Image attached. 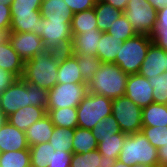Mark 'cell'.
Wrapping results in <instances>:
<instances>
[{
	"label": "cell",
	"mask_w": 167,
	"mask_h": 167,
	"mask_svg": "<svg viewBox=\"0 0 167 167\" xmlns=\"http://www.w3.org/2000/svg\"><path fill=\"white\" fill-rule=\"evenodd\" d=\"M74 129L54 127L49 143L55 150L72 152V142L74 140Z\"/></svg>",
	"instance_id": "30"
},
{
	"label": "cell",
	"mask_w": 167,
	"mask_h": 167,
	"mask_svg": "<svg viewBox=\"0 0 167 167\" xmlns=\"http://www.w3.org/2000/svg\"><path fill=\"white\" fill-rule=\"evenodd\" d=\"M64 1L69 6L73 14L93 9L96 4L94 0H64Z\"/></svg>",
	"instance_id": "40"
},
{
	"label": "cell",
	"mask_w": 167,
	"mask_h": 167,
	"mask_svg": "<svg viewBox=\"0 0 167 167\" xmlns=\"http://www.w3.org/2000/svg\"><path fill=\"white\" fill-rule=\"evenodd\" d=\"M60 53L45 50L24 62L22 79L27 83L50 90L57 84Z\"/></svg>",
	"instance_id": "2"
},
{
	"label": "cell",
	"mask_w": 167,
	"mask_h": 167,
	"mask_svg": "<svg viewBox=\"0 0 167 167\" xmlns=\"http://www.w3.org/2000/svg\"><path fill=\"white\" fill-rule=\"evenodd\" d=\"M131 167H159V166L134 165Z\"/></svg>",
	"instance_id": "52"
},
{
	"label": "cell",
	"mask_w": 167,
	"mask_h": 167,
	"mask_svg": "<svg viewBox=\"0 0 167 167\" xmlns=\"http://www.w3.org/2000/svg\"><path fill=\"white\" fill-rule=\"evenodd\" d=\"M142 126H167V104L151 103L142 108Z\"/></svg>",
	"instance_id": "24"
},
{
	"label": "cell",
	"mask_w": 167,
	"mask_h": 167,
	"mask_svg": "<svg viewBox=\"0 0 167 167\" xmlns=\"http://www.w3.org/2000/svg\"><path fill=\"white\" fill-rule=\"evenodd\" d=\"M125 96L141 108L154 103L153 87L148 82V79L139 73L129 75L125 88Z\"/></svg>",
	"instance_id": "12"
},
{
	"label": "cell",
	"mask_w": 167,
	"mask_h": 167,
	"mask_svg": "<svg viewBox=\"0 0 167 167\" xmlns=\"http://www.w3.org/2000/svg\"><path fill=\"white\" fill-rule=\"evenodd\" d=\"M57 83H86L81 75L77 57L72 53H60Z\"/></svg>",
	"instance_id": "15"
},
{
	"label": "cell",
	"mask_w": 167,
	"mask_h": 167,
	"mask_svg": "<svg viewBox=\"0 0 167 167\" xmlns=\"http://www.w3.org/2000/svg\"><path fill=\"white\" fill-rule=\"evenodd\" d=\"M11 32H33L40 37V10L33 14L11 15Z\"/></svg>",
	"instance_id": "23"
},
{
	"label": "cell",
	"mask_w": 167,
	"mask_h": 167,
	"mask_svg": "<svg viewBox=\"0 0 167 167\" xmlns=\"http://www.w3.org/2000/svg\"><path fill=\"white\" fill-rule=\"evenodd\" d=\"M150 38L152 43L167 52V29H154Z\"/></svg>",
	"instance_id": "41"
},
{
	"label": "cell",
	"mask_w": 167,
	"mask_h": 167,
	"mask_svg": "<svg viewBox=\"0 0 167 167\" xmlns=\"http://www.w3.org/2000/svg\"><path fill=\"white\" fill-rule=\"evenodd\" d=\"M54 126L75 129L78 127L77 107L47 109Z\"/></svg>",
	"instance_id": "25"
},
{
	"label": "cell",
	"mask_w": 167,
	"mask_h": 167,
	"mask_svg": "<svg viewBox=\"0 0 167 167\" xmlns=\"http://www.w3.org/2000/svg\"><path fill=\"white\" fill-rule=\"evenodd\" d=\"M123 14L137 34L150 35L157 24V10L147 0H129Z\"/></svg>",
	"instance_id": "8"
},
{
	"label": "cell",
	"mask_w": 167,
	"mask_h": 167,
	"mask_svg": "<svg viewBox=\"0 0 167 167\" xmlns=\"http://www.w3.org/2000/svg\"><path fill=\"white\" fill-rule=\"evenodd\" d=\"M29 149L25 132L19 130L8 121L0 128V152Z\"/></svg>",
	"instance_id": "14"
},
{
	"label": "cell",
	"mask_w": 167,
	"mask_h": 167,
	"mask_svg": "<svg viewBox=\"0 0 167 167\" xmlns=\"http://www.w3.org/2000/svg\"><path fill=\"white\" fill-rule=\"evenodd\" d=\"M40 14L47 20H72L73 17L64 0H42Z\"/></svg>",
	"instance_id": "21"
},
{
	"label": "cell",
	"mask_w": 167,
	"mask_h": 167,
	"mask_svg": "<svg viewBox=\"0 0 167 167\" xmlns=\"http://www.w3.org/2000/svg\"><path fill=\"white\" fill-rule=\"evenodd\" d=\"M127 135L126 133L120 132L108 138H103V141L98 142L97 150L102 155L101 159L105 166L118 159Z\"/></svg>",
	"instance_id": "18"
},
{
	"label": "cell",
	"mask_w": 167,
	"mask_h": 167,
	"mask_svg": "<svg viewBox=\"0 0 167 167\" xmlns=\"http://www.w3.org/2000/svg\"><path fill=\"white\" fill-rule=\"evenodd\" d=\"M93 29H98L94 8L73 14L71 20L72 35L93 31Z\"/></svg>",
	"instance_id": "28"
},
{
	"label": "cell",
	"mask_w": 167,
	"mask_h": 167,
	"mask_svg": "<svg viewBox=\"0 0 167 167\" xmlns=\"http://www.w3.org/2000/svg\"><path fill=\"white\" fill-rule=\"evenodd\" d=\"M10 28L0 29V45L9 42Z\"/></svg>",
	"instance_id": "47"
},
{
	"label": "cell",
	"mask_w": 167,
	"mask_h": 167,
	"mask_svg": "<svg viewBox=\"0 0 167 167\" xmlns=\"http://www.w3.org/2000/svg\"><path fill=\"white\" fill-rule=\"evenodd\" d=\"M53 146L49 143H41L29 147L31 167H47L51 161Z\"/></svg>",
	"instance_id": "32"
},
{
	"label": "cell",
	"mask_w": 167,
	"mask_h": 167,
	"mask_svg": "<svg viewBox=\"0 0 167 167\" xmlns=\"http://www.w3.org/2000/svg\"><path fill=\"white\" fill-rule=\"evenodd\" d=\"M117 160L127 166H158V149L142 132L128 134Z\"/></svg>",
	"instance_id": "4"
},
{
	"label": "cell",
	"mask_w": 167,
	"mask_h": 167,
	"mask_svg": "<svg viewBox=\"0 0 167 167\" xmlns=\"http://www.w3.org/2000/svg\"><path fill=\"white\" fill-rule=\"evenodd\" d=\"M120 127L113 115H110L100 122L92 129L97 142L103 141V138H108L116 133H120Z\"/></svg>",
	"instance_id": "33"
},
{
	"label": "cell",
	"mask_w": 167,
	"mask_h": 167,
	"mask_svg": "<svg viewBox=\"0 0 167 167\" xmlns=\"http://www.w3.org/2000/svg\"><path fill=\"white\" fill-rule=\"evenodd\" d=\"M94 1L97 3V2H102L103 0H94Z\"/></svg>",
	"instance_id": "53"
},
{
	"label": "cell",
	"mask_w": 167,
	"mask_h": 167,
	"mask_svg": "<svg viewBox=\"0 0 167 167\" xmlns=\"http://www.w3.org/2000/svg\"><path fill=\"white\" fill-rule=\"evenodd\" d=\"M147 79L153 87L154 103L167 104V71Z\"/></svg>",
	"instance_id": "36"
},
{
	"label": "cell",
	"mask_w": 167,
	"mask_h": 167,
	"mask_svg": "<svg viewBox=\"0 0 167 167\" xmlns=\"http://www.w3.org/2000/svg\"><path fill=\"white\" fill-rule=\"evenodd\" d=\"M40 37L45 50L65 53L72 42L71 20H47L40 18Z\"/></svg>",
	"instance_id": "7"
},
{
	"label": "cell",
	"mask_w": 167,
	"mask_h": 167,
	"mask_svg": "<svg viewBox=\"0 0 167 167\" xmlns=\"http://www.w3.org/2000/svg\"><path fill=\"white\" fill-rule=\"evenodd\" d=\"M156 9L159 10L167 6V0H147Z\"/></svg>",
	"instance_id": "48"
},
{
	"label": "cell",
	"mask_w": 167,
	"mask_h": 167,
	"mask_svg": "<svg viewBox=\"0 0 167 167\" xmlns=\"http://www.w3.org/2000/svg\"><path fill=\"white\" fill-rule=\"evenodd\" d=\"M31 105L47 110L48 90L17 78L11 86L0 93V112L5 118L19 108Z\"/></svg>",
	"instance_id": "1"
},
{
	"label": "cell",
	"mask_w": 167,
	"mask_h": 167,
	"mask_svg": "<svg viewBox=\"0 0 167 167\" xmlns=\"http://www.w3.org/2000/svg\"><path fill=\"white\" fill-rule=\"evenodd\" d=\"M6 121V118L3 116V114L0 112V128L3 125V123Z\"/></svg>",
	"instance_id": "51"
},
{
	"label": "cell",
	"mask_w": 167,
	"mask_h": 167,
	"mask_svg": "<svg viewBox=\"0 0 167 167\" xmlns=\"http://www.w3.org/2000/svg\"><path fill=\"white\" fill-rule=\"evenodd\" d=\"M102 31L93 29V31L83 32L72 35V42L69 52H84L97 56L98 42L101 39Z\"/></svg>",
	"instance_id": "19"
},
{
	"label": "cell",
	"mask_w": 167,
	"mask_h": 167,
	"mask_svg": "<svg viewBox=\"0 0 167 167\" xmlns=\"http://www.w3.org/2000/svg\"><path fill=\"white\" fill-rule=\"evenodd\" d=\"M101 156L97 149L84 154L73 153L70 167H105Z\"/></svg>",
	"instance_id": "34"
},
{
	"label": "cell",
	"mask_w": 167,
	"mask_h": 167,
	"mask_svg": "<svg viewBox=\"0 0 167 167\" xmlns=\"http://www.w3.org/2000/svg\"><path fill=\"white\" fill-rule=\"evenodd\" d=\"M151 43L150 35L144 34H136L125 40L114 64H117L127 75L139 73Z\"/></svg>",
	"instance_id": "5"
},
{
	"label": "cell",
	"mask_w": 167,
	"mask_h": 167,
	"mask_svg": "<svg viewBox=\"0 0 167 167\" xmlns=\"http://www.w3.org/2000/svg\"><path fill=\"white\" fill-rule=\"evenodd\" d=\"M16 79L17 77L14 74L0 68V93L11 86Z\"/></svg>",
	"instance_id": "43"
},
{
	"label": "cell",
	"mask_w": 167,
	"mask_h": 167,
	"mask_svg": "<svg viewBox=\"0 0 167 167\" xmlns=\"http://www.w3.org/2000/svg\"><path fill=\"white\" fill-rule=\"evenodd\" d=\"M10 10V6L0 4V29L10 28L12 20Z\"/></svg>",
	"instance_id": "42"
},
{
	"label": "cell",
	"mask_w": 167,
	"mask_h": 167,
	"mask_svg": "<svg viewBox=\"0 0 167 167\" xmlns=\"http://www.w3.org/2000/svg\"><path fill=\"white\" fill-rule=\"evenodd\" d=\"M112 99L88 93L77 106L78 127L92 130L102 119L112 115Z\"/></svg>",
	"instance_id": "6"
},
{
	"label": "cell",
	"mask_w": 167,
	"mask_h": 167,
	"mask_svg": "<svg viewBox=\"0 0 167 167\" xmlns=\"http://www.w3.org/2000/svg\"><path fill=\"white\" fill-rule=\"evenodd\" d=\"M88 93L87 83H57L48 90L47 109L77 107Z\"/></svg>",
	"instance_id": "10"
},
{
	"label": "cell",
	"mask_w": 167,
	"mask_h": 167,
	"mask_svg": "<svg viewBox=\"0 0 167 167\" xmlns=\"http://www.w3.org/2000/svg\"><path fill=\"white\" fill-rule=\"evenodd\" d=\"M77 57L78 66L81 75L86 83L93 77L96 71L100 68L102 61L95 55L84 52H70Z\"/></svg>",
	"instance_id": "29"
},
{
	"label": "cell",
	"mask_w": 167,
	"mask_h": 167,
	"mask_svg": "<svg viewBox=\"0 0 167 167\" xmlns=\"http://www.w3.org/2000/svg\"><path fill=\"white\" fill-rule=\"evenodd\" d=\"M42 0H14L10 5L11 15L33 14L40 10Z\"/></svg>",
	"instance_id": "38"
},
{
	"label": "cell",
	"mask_w": 167,
	"mask_h": 167,
	"mask_svg": "<svg viewBox=\"0 0 167 167\" xmlns=\"http://www.w3.org/2000/svg\"><path fill=\"white\" fill-rule=\"evenodd\" d=\"M158 166L167 167V144L158 149Z\"/></svg>",
	"instance_id": "45"
},
{
	"label": "cell",
	"mask_w": 167,
	"mask_h": 167,
	"mask_svg": "<svg viewBox=\"0 0 167 167\" xmlns=\"http://www.w3.org/2000/svg\"><path fill=\"white\" fill-rule=\"evenodd\" d=\"M72 152L84 154L98 148V142L90 129L76 127L74 129Z\"/></svg>",
	"instance_id": "26"
},
{
	"label": "cell",
	"mask_w": 167,
	"mask_h": 167,
	"mask_svg": "<svg viewBox=\"0 0 167 167\" xmlns=\"http://www.w3.org/2000/svg\"><path fill=\"white\" fill-rule=\"evenodd\" d=\"M112 115L117 120L120 130L126 134L141 132L142 108L126 96L112 101Z\"/></svg>",
	"instance_id": "9"
},
{
	"label": "cell",
	"mask_w": 167,
	"mask_h": 167,
	"mask_svg": "<svg viewBox=\"0 0 167 167\" xmlns=\"http://www.w3.org/2000/svg\"><path fill=\"white\" fill-rule=\"evenodd\" d=\"M141 132L157 149L167 144V126H142Z\"/></svg>",
	"instance_id": "37"
},
{
	"label": "cell",
	"mask_w": 167,
	"mask_h": 167,
	"mask_svg": "<svg viewBox=\"0 0 167 167\" xmlns=\"http://www.w3.org/2000/svg\"><path fill=\"white\" fill-rule=\"evenodd\" d=\"M0 167H31L30 150L23 149L1 153Z\"/></svg>",
	"instance_id": "31"
},
{
	"label": "cell",
	"mask_w": 167,
	"mask_h": 167,
	"mask_svg": "<svg viewBox=\"0 0 167 167\" xmlns=\"http://www.w3.org/2000/svg\"><path fill=\"white\" fill-rule=\"evenodd\" d=\"M14 0H0V4H5L10 6Z\"/></svg>",
	"instance_id": "50"
},
{
	"label": "cell",
	"mask_w": 167,
	"mask_h": 167,
	"mask_svg": "<svg viewBox=\"0 0 167 167\" xmlns=\"http://www.w3.org/2000/svg\"><path fill=\"white\" fill-rule=\"evenodd\" d=\"M106 167H131V166H127L123 162H121L119 160H115L114 162L110 163Z\"/></svg>",
	"instance_id": "49"
},
{
	"label": "cell",
	"mask_w": 167,
	"mask_h": 167,
	"mask_svg": "<svg viewBox=\"0 0 167 167\" xmlns=\"http://www.w3.org/2000/svg\"><path fill=\"white\" fill-rule=\"evenodd\" d=\"M54 124L48 114L33 123L26 131L27 143L30 146L49 142L54 130Z\"/></svg>",
	"instance_id": "17"
},
{
	"label": "cell",
	"mask_w": 167,
	"mask_h": 167,
	"mask_svg": "<svg viewBox=\"0 0 167 167\" xmlns=\"http://www.w3.org/2000/svg\"><path fill=\"white\" fill-rule=\"evenodd\" d=\"M106 32L113 37L121 39L123 42L137 34L124 14L116 19Z\"/></svg>",
	"instance_id": "35"
},
{
	"label": "cell",
	"mask_w": 167,
	"mask_h": 167,
	"mask_svg": "<svg viewBox=\"0 0 167 167\" xmlns=\"http://www.w3.org/2000/svg\"><path fill=\"white\" fill-rule=\"evenodd\" d=\"M128 77L117 64L102 62L94 77L87 83L88 91L114 100L125 96Z\"/></svg>",
	"instance_id": "3"
},
{
	"label": "cell",
	"mask_w": 167,
	"mask_h": 167,
	"mask_svg": "<svg viewBox=\"0 0 167 167\" xmlns=\"http://www.w3.org/2000/svg\"><path fill=\"white\" fill-rule=\"evenodd\" d=\"M129 0H103L104 3L111 5L112 7L123 12L126 9Z\"/></svg>",
	"instance_id": "46"
},
{
	"label": "cell",
	"mask_w": 167,
	"mask_h": 167,
	"mask_svg": "<svg viewBox=\"0 0 167 167\" xmlns=\"http://www.w3.org/2000/svg\"><path fill=\"white\" fill-rule=\"evenodd\" d=\"M73 152H64L52 148L51 161L47 167H70Z\"/></svg>",
	"instance_id": "39"
},
{
	"label": "cell",
	"mask_w": 167,
	"mask_h": 167,
	"mask_svg": "<svg viewBox=\"0 0 167 167\" xmlns=\"http://www.w3.org/2000/svg\"><path fill=\"white\" fill-rule=\"evenodd\" d=\"M94 11L96 13L98 30L102 32L110 29L112 23L123 14V12L103 1L95 4Z\"/></svg>",
	"instance_id": "27"
},
{
	"label": "cell",
	"mask_w": 167,
	"mask_h": 167,
	"mask_svg": "<svg viewBox=\"0 0 167 167\" xmlns=\"http://www.w3.org/2000/svg\"><path fill=\"white\" fill-rule=\"evenodd\" d=\"M167 71V52L151 43L141 64L139 74L146 78L156 77Z\"/></svg>",
	"instance_id": "13"
},
{
	"label": "cell",
	"mask_w": 167,
	"mask_h": 167,
	"mask_svg": "<svg viewBox=\"0 0 167 167\" xmlns=\"http://www.w3.org/2000/svg\"><path fill=\"white\" fill-rule=\"evenodd\" d=\"M123 41L103 32L98 42L97 57L102 62L114 63Z\"/></svg>",
	"instance_id": "22"
},
{
	"label": "cell",
	"mask_w": 167,
	"mask_h": 167,
	"mask_svg": "<svg viewBox=\"0 0 167 167\" xmlns=\"http://www.w3.org/2000/svg\"><path fill=\"white\" fill-rule=\"evenodd\" d=\"M9 43L24 62L45 51L41 37L33 32H11Z\"/></svg>",
	"instance_id": "11"
},
{
	"label": "cell",
	"mask_w": 167,
	"mask_h": 167,
	"mask_svg": "<svg viewBox=\"0 0 167 167\" xmlns=\"http://www.w3.org/2000/svg\"><path fill=\"white\" fill-rule=\"evenodd\" d=\"M0 68L22 78L24 72V61L12 48L9 42L0 45Z\"/></svg>",
	"instance_id": "20"
},
{
	"label": "cell",
	"mask_w": 167,
	"mask_h": 167,
	"mask_svg": "<svg viewBox=\"0 0 167 167\" xmlns=\"http://www.w3.org/2000/svg\"><path fill=\"white\" fill-rule=\"evenodd\" d=\"M47 114V110L42 107L25 106L6 117L11 125L25 132L33 123L39 121Z\"/></svg>",
	"instance_id": "16"
},
{
	"label": "cell",
	"mask_w": 167,
	"mask_h": 167,
	"mask_svg": "<svg viewBox=\"0 0 167 167\" xmlns=\"http://www.w3.org/2000/svg\"><path fill=\"white\" fill-rule=\"evenodd\" d=\"M154 29H167V6L157 10V24Z\"/></svg>",
	"instance_id": "44"
}]
</instances>
